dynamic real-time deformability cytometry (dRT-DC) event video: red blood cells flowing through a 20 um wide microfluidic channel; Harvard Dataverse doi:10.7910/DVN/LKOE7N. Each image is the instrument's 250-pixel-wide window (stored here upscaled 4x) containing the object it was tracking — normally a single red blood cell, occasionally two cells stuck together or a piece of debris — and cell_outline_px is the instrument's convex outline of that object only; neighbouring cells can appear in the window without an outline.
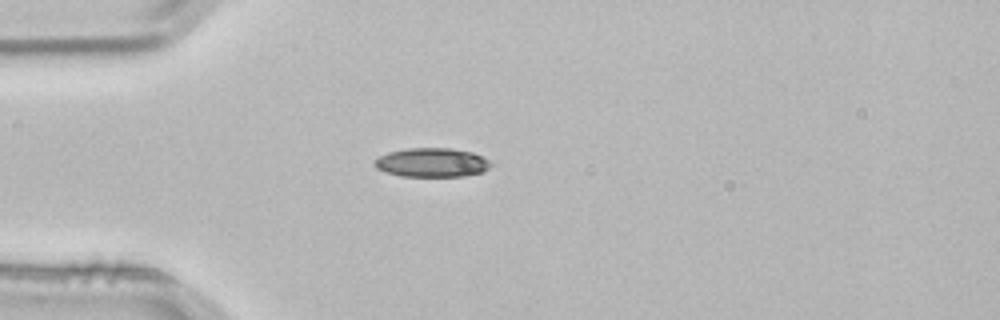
{"species": "common noctule bat (a hibernating species)", "species_latin": "Nyctalus noctula", "temperature_condition": "room temperature", "stored_images_in_passage": 2, "camera_frame_rate_fps": 3000, "um_per_image_px": 0.085, "animal": {"sex": "male", "body_mass_g": 21.5, "forearm_length_mm": 52.0}, "frame": {"image": 1, "passage_image": 2, "time_ms": 0.333, "image_size_px": [1000, 320], "cell_outline_px": [[492, 164], [484, 172], [464, 176], [400, 176], [376, 168], [372, 164], [372, 160], [388, 152], [408, 148], [452, 148], [472, 152], [488, 160]], "centroid_in_image_um": [36.69, 13.81], "position_along_channel_um": 48.3, "area_um2": 19.71}}